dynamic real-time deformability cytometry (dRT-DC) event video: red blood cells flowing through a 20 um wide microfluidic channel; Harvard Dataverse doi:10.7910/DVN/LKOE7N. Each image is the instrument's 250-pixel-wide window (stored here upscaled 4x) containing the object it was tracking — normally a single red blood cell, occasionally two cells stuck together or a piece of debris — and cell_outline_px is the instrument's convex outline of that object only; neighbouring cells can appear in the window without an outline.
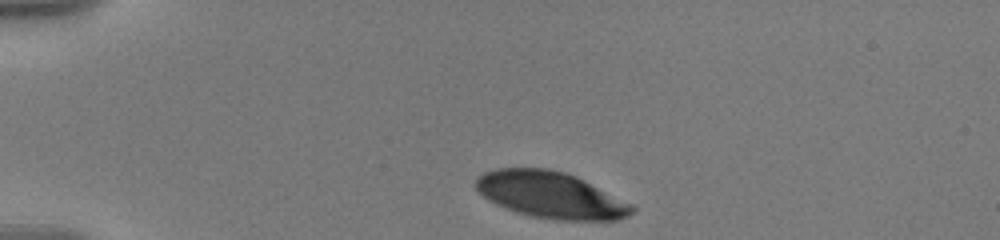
{"species": "human", "species_latin": "Homo sapiens", "temperature_condition": "warm", "stored_images_in_passage": 11, "camera_frame_rate_fps": 3000, "um_per_image_px": 0.085, "donor": {"sex": "male"}, "frame": {"image": 1, "passage_image": 1, "time_ms": 0.0, "image_size_px": [1000, 240], "cell_outline_px": [[636, 208], [628, 216], [616, 220], [556, 220], [532, 216], [516, 212], [504, 208], [488, 200], [476, 188], [476, 180], [484, 172], [496, 168], [544, 168], [564, 172], [576, 176], [632, 204]], "centroid_in_image_um": [46.8, 16.58], "position_along_channel_um": 38.2, "area_um2": 42.02}}
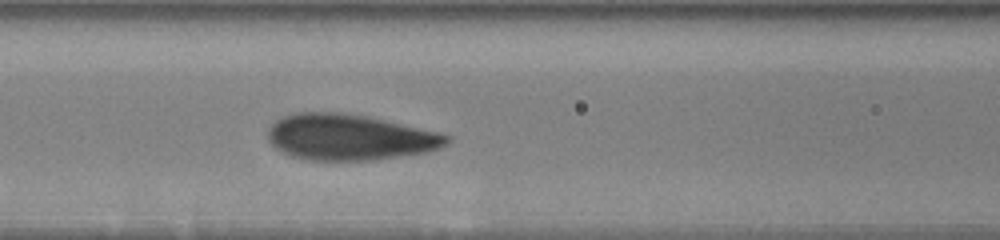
{"frame": {"image": 2, "passage_image": 7, "time_ms": 4.333, "image_size_px": [1000, 240], "cell_outline_px": [[452, 140], [448, 144], [440, 148], [428, 152], [376, 160], [308, 160], [292, 156], [276, 148], [268, 140], [268, 128], [276, 120], [284, 116], [296, 112], [340, 112], [368, 116], [440, 132], [452, 136]], "centroid_in_image_um": [29.76, 11.66], "position_along_channel_um": 136.8, "area_um2": 48.26}}
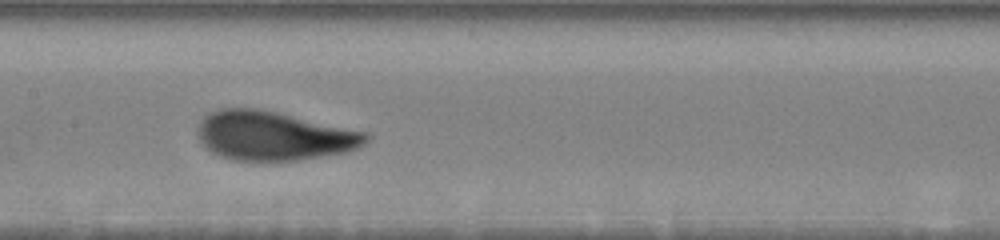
{"frame": {"image": 3, "passage_image": 10, "time_ms": 5.667, "image_size_px": [1000, 240], "cell_outline_px": [[372, 136], [364, 144], [356, 148], [344, 152], [296, 160], [232, 160], [220, 156], [212, 152], [200, 140], [200, 124], [204, 116], [220, 108], [260, 108], [368, 132]], "centroid_in_image_um": [23.3, 11.53], "position_along_channel_um": 184.1, "area_um2": 47.74}}